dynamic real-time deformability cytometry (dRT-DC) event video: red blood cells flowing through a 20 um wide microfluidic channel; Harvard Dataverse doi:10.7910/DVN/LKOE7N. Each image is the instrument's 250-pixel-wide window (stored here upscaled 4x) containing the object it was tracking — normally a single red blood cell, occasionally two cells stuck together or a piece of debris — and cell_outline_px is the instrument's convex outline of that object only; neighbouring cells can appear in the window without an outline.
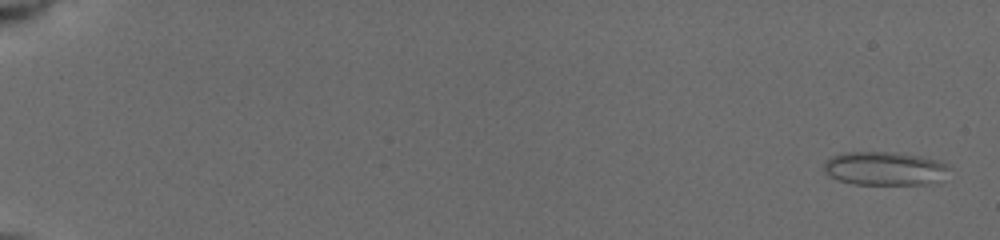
{"species": "common noctule bat (a hibernating species)", "species_latin": "Nyctalus noctula", "temperature_condition": "cold", "stored_images_in_passage": 7, "camera_frame_rate_fps": 3000, "um_per_image_px": 0.085, "animal": {"sex": "female", "body_mass_g": 19.5, "forearm_length_mm": 54.1}, "frame": {"image": 1, "passage_image": 1, "time_ms": 0.0, "image_size_px": [1000, 240], "cell_outline_px": [[952, 168], [936, 184], [852, 184], [840, 180], [824, 172], [824, 160], [832, 156], [844, 152], [892, 152], [920, 156], [936, 160], [948, 164]], "centroid_in_image_um": [75.23, 14.32], "position_along_channel_um": 9.8, "area_um2": 24.68}}